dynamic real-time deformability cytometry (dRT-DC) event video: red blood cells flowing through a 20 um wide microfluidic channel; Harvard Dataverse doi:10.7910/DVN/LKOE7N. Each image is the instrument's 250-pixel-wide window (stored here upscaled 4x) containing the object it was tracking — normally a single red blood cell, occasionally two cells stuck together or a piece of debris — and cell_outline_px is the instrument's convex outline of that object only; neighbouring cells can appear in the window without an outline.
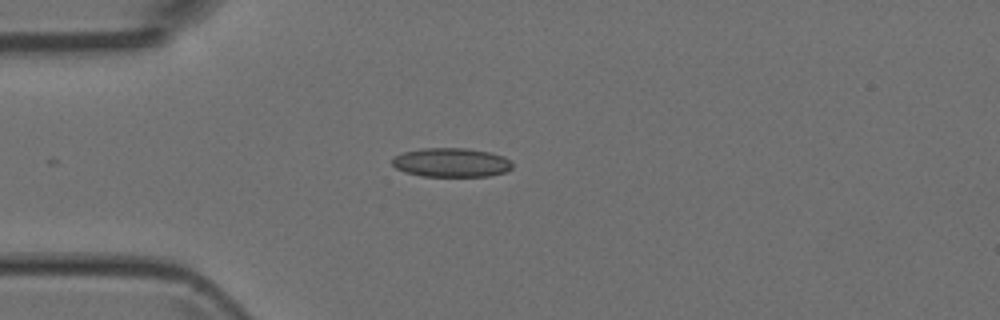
{"species": "Egyptian fruit bat (a non-hibernating species)", "species_latin": "Rousettus aegyptiacus", "temperature_condition": "room temperature", "stored_images_in_passage": 5, "camera_frame_rate_fps": 3000, "um_per_image_px": 0.085, "animal": {"sex": "female"}, "frame": {"image": 1, "passage_image": 3, "time_ms": 3.333, "image_size_px": [1000, 320], "cell_outline_px": [[512, 168], [508, 172], [488, 176], [420, 176], [404, 172], [396, 168], [392, 164], [392, 156], [404, 152], [420, 148], [468, 148], [492, 152], [504, 156], [512, 164]], "centroid_in_image_um": [38.36, 13.81], "position_along_channel_um": 46.6, "area_um2": 20.63}}
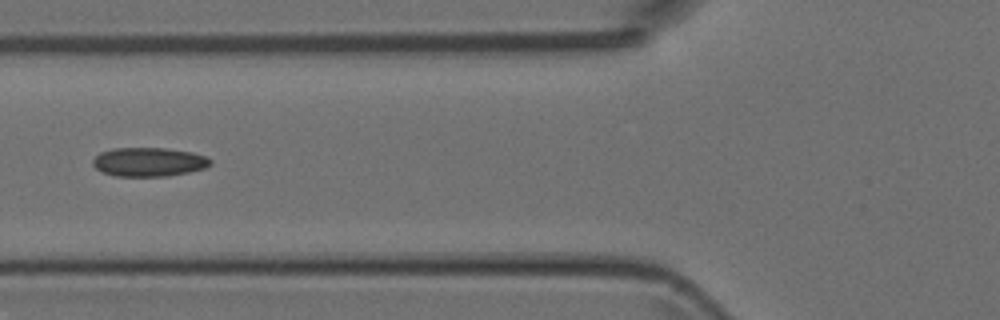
{"frame": {"image": 2, "passage_image": 5, "time_ms": 5.333, "image_size_px": [1000, 320], "cell_outline_px": [[212, 164], [204, 168], [188, 172], [168, 176], [116, 176], [100, 172], [92, 164], [92, 160], [100, 152], [112, 148], [164, 148], [192, 152], [204, 156], [212, 160]], "centroid_in_image_um": [12.62, 13.77], "position_along_channel_um": 113.2, "area_um2": 19.88}}